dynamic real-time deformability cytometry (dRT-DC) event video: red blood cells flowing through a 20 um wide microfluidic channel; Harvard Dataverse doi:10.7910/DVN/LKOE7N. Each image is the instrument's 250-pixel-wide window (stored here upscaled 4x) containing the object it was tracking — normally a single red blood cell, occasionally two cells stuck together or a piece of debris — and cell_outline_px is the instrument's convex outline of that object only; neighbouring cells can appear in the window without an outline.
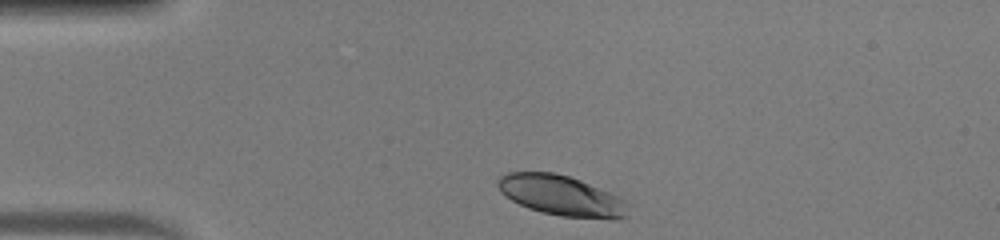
{"species": "human", "species_latin": "Homo sapiens", "temperature_condition": "warm", "stored_images_in_passage": 32, "camera_frame_rate_fps": 3000, "um_per_image_px": 0.085, "donor": {"sex": "male"}, "frame": {"image": 1, "passage_image": 1, "time_ms": 0.0, "image_size_px": [1000, 240], "cell_outline_px": [[628, 216], [616, 220], [608, 220], [560, 216], [528, 208], [512, 200], [500, 192], [496, 184], [496, 180], [500, 176], [508, 172], [552, 172], [568, 176], [580, 180], [608, 192], [624, 200]], "centroid_in_image_um": [47.69, 16.63], "position_along_channel_um": 37.3, "area_um2": 30.52}}
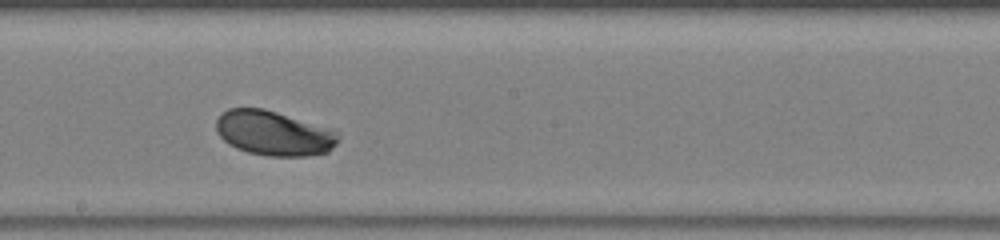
{"frame": {"image": 2, "passage_image": 18, "time_ms": 5.667, "image_size_px": [1000, 240], "cell_outline_px": [[340, 136], [336, 144], [328, 152], [308, 156], [268, 156], [248, 152], [236, 148], [228, 144], [216, 132], [216, 120], [220, 112], [228, 108], [264, 108], [332, 128]], "centroid_in_image_um": [23.26, 11.31], "position_along_channel_um": 224.9, "area_um2": 32.19}}
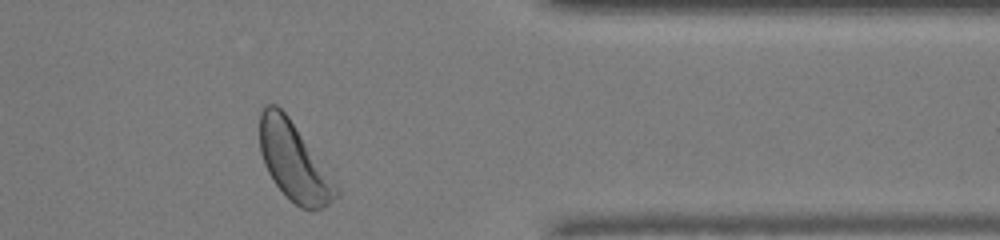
{"frame": {"image": 3, "passage_image": 31, "time_ms": 10.0, "image_size_px": [1000, 240], "cell_outline_px": [[340, 196], [328, 204], [320, 208], [300, 208], [276, 184], [268, 172], [264, 164], [260, 152], [260, 108], [264, 104], [276, 104], [288, 116], [340, 188]], "centroid_in_image_um": [24.98, 13.71], "position_along_channel_um": 386.4, "area_um2": 34.28}, "authors_computed_cell_mechanics": {"area_um2": 31.9056, "velocity_mm_per_s": 4.0727, "shape_relaxation_time_tau1_ms": 2.004, "shape_relaxation_time_tau2_ms": null, "deformation_change_tau1": 0.1386, "deformation_change_tau2": null}}